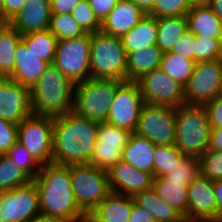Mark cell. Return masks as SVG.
I'll use <instances>...</instances> for the list:
<instances>
[{
    "label": "cell",
    "mask_w": 222,
    "mask_h": 222,
    "mask_svg": "<svg viewBox=\"0 0 222 222\" xmlns=\"http://www.w3.org/2000/svg\"><path fill=\"white\" fill-rule=\"evenodd\" d=\"M33 179L6 154L0 155V190L9 191Z\"/></svg>",
    "instance_id": "33"
},
{
    "label": "cell",
    "mask_w": 222,
    "mask_h": 222,
    "mask_svg": "<svg viewBox=\"0 0 222 222\" xmlns=\"http://www.w3.org/2000/svg\"><path fill=\"white\" fill-rule=\"evenodd\" d=\"M144 104L139 84L124 81L115 92L106 122L134 133Z\"/></svg>",
    "instance_id": "12"
},
{
    "label": "cell",
    "mask_w": 222,
    "mask_h": 222,
    "mask_svg": "<svg viewBox=\"0 0 222 222\" xmlns=\"http://www.w3.org/2000/svg\"><path fill=\"white\" fill-rule=\"evenodd\" d=\"M195 62L222 59L219 38L195 35Z\"/></svg>",
    "instance_id": "40"
},
{
    "label": "cell",
    "mask_w": 222,
    "mask_h": 222,
    "mask_svg": "<svg viewBox=\"0 0 222 222\" xmlns=\"http://www.w3.org/2000/svg\"><path fill=\"white\" fill-rule=\"evenodd\" d=\"M214 14L222 21V0H208L206 3Z\"/></svg>",
    "instance_id": "51"
},
{
    "label": "cell",
    "mask_w": 222,
    "mask_h": 222,
    "mask_svg": "<svg viewBox=\"0 0 222 222\" xmlns=\"http://www.w3.org/2000/svg\"><path fill=\"white\" fill-rule=\"evenodd\" d=\"M187 221L217 222V203L213 181L198 175L187 188Z\"/></svg>",
    "instance_id": "16"
},
{
    "label": "cell",
    "mask_w": 222,
    "mask_h": 222,
    "mask_svg": "<svg viewBox=\"0 0 222 222\" xmlns=\"http://www.w3.org/2000/svg\"><path fill=\"white\" fill-rule=\"evenodd\" d=\"M210 131L204 105L183 104L176 108L175 146L182 154L200 158L208 149Z\"/></svg>",
    "instance_id": "4"
},
{
    "label": "cell",
    "mask_w": 222,
    "mask_h": 222,
    "mask_svg": "<svg viewBox=\"0 0 222 222\" xmlns=\"http://www.w3.org/2000/svg\"><path fill=\"white\" fill-rule=\"evenodd\" d=\"M71 15L86 33H95L101 30V22L89 5L88 0L79 2L72 10Z\"/></svg>",
    "instance_id": "39"
},
{
    "label": "cell",
    "mask_w": 222,
    "mask_h": 222,
    "mask_svg": "<svg viewBox=\"0 0 222 222\" xmlns=\"http://www.w3.org/2000/svg\"><path fill=\"white\" fill-rule=\"evenodd\" d=\"M92 33L58 40L54 65L74 84L91 78L90 48Z\"/></svg>",
    "instance_id": "9"
},
{
    "label": "cell",
    "mask_w": 222,
    "mask_h": 222,
    "mask_svg": "<svg viewBox=\"0 0 222 222\" xmlns=\"http://www.w3.org/2000/svg\"><path fill=\"white\" fill-rule=\"evenodd\" d=\"M132 196L110 192L89 214L96 222H129Z\"/></svg>",
    "instance_id": "23"
},
{
    "label": "cell",
    "mask_w": 222,
    "mask_h": 222,
    "mask_svg": "<svg viewBox=\"0 0 222 222\" xmlns=\"http://www.w3.org/2000/svg\"><path fill=\"white\" fill-rule=\"evenodd\" d=\"M199 161V175L211 181L222 179V151L207 150Z\"/></svg>",
    "instance_id": "38"
},
{
    "label": "cell",
    "mask_w": 222,
    "mask_h": 222,
    "mask_svg": "<svg viewBox=\"0 0 222 222\" xmlns=\"http://www.w3.org/2000/svg\"><path fill=\"white\" fill-rule=\"evenodd\" d=\"M131 132L106 121L99 123L97 142L89 164L108 170L122 159V150L127 145Z\"/></svg>",
    "instance_id": "15"
},
{
    "label": "cell",
    "mask_w": 222,
    "mask_h": 222,
    "mask_svg": "<svg viewBox=\"0 0 222 222\" xmlns=\"http://www.w3.org/2000/svg\"><path fill=\"white\" fill-rule=\"evenodd\" d=\"M75 84L49 64L30 90L32 114L57 116L71 112L74 105Z\"/></svg>",
    "instance_id": "3"
},
{
    "label": "cell",
    "mask_w": 222,
    "mask_h": 222,
    "mask_svg": "<svg viewBox=\"0 0 222 222\" xmlns=\"http://www.w3.org/2000/svg\"><path fill=\"white\" fill-rule=\"evenodd\" d=\"M15 55V68L8 78L31 90L49 63L38 59L22 40L17 44Z\"/></svg>",
    "instance_id": "21"
},
{
    "label": "cell",
    "mask_w": 222,
    "mask_h": 222,
    "mask_svg": "<svg viewBox=\"0 0 222 222\" xmlns=\"http://www.w3.org/2000/svg\"><path fill=\"white\" fill-rule=\"evenodd\" d=\"M99 123L73 111L53 116V163H89L97 142Z\"/></svg>",
    "instance_id": "1"
},
{
    "label": "cell",
    "mask_w": 222,
    "mask_h": 222,
    "mask_svg": "<svg viewBox=\"0 0 222 222\" xmlns=\"http://www.w3.org/2000/svg\"><path fill=\"white\" fill-rule=\"evenodd\" d=\"M192 6L191 0H154L148 14L156 18L186 16Z\"/></svg>",
    "instance_id": "36"
},
{
    "label": "cell",
    "mask_w": 222,
    "mask_h": 222,
    "mask_svg": "<svg viewBox=\"0 0 222 222\" xmlns=\"http://www.w3.org/2000/svg\"><path fill=\"white\" fill-rule=\"evenodd\" d=\"M49 31L58 40L72 39L86 34L71 14H51Z\"/></svg>",
    "instance_id": "35"
},
{
    "label": "cell",
    "mask_w": 222,
    "mask_h": 222,
    "mask_svg": "<svg viewBox=\"0 0 222 222\" xmlns=\"http://www.w3.org/2000/svg\"><path fill=\"white\" fill-rule=\"evenodd\" d=\"M21 34L9 23L0 27V77L8 78L15 68V52Z\"/></svg>",
    "instance_id": "29"
},
{
    "label": "cell",
    "mask_w": 222,
    "mask_h": 222,
    "mask_svg": "<svg viewBox=\"0 0 222 222\" xmlns=\"http://www.w3.org/2000/svg\"><path fill=\"white\" fill-rule=\"evenodd\" d=\"M146 13L132 0H119L101 23V32L121 37L129 32Z\"/></svg>",
    "instance_id": "20"
},
{
    "label": "cell",
    "mask_w": 222,
    "mask_h": 222,
    "mask_svg": "<svg viewBox=\"0 0 222 222\" xmlns=\"http://www.w3.org/2000/svg\"><path fill=\"white\" fill-rule=\"evenodd\" d=\"M83 0H50L52 14H71L75 6Z\"/></svg>",
    "instance_id": "47"
},
{
    "label": "cell",
    "mask_w": 222,
    "mask_h": 222,
    "mask_svg": "<svg viewBox=\"0 0 222 222\" xmlns=\"http://www.w3.org/2000/svg\"><path fill=\"white\" fill-rule=\"evenodd\" d=\"M207 150L222 151V128H212Z\"/></svg>",
    "instance_id": "49"
},
{
    "label": "cell",
    "mask_w": 222,
    "mask_h": 222,
    "mask_svg": "<svg viewBox=\"0 0 222 222\" xmlns=\"http://www.w3.org/2000/svg\"><path fill=\"white\" fill-rule=\"evenodd\" d=\"M129 222H156V221L149 212L136 205L132 197V211Z\"/></svg>",
    "instance_id": "48"
},
{
    "label": "cell",
    "mask_w": 222,
    "mask_h": 222,
    "mask_svg": "<svg viewBox=\"0 0 222 222\" xmlns=\"http://www.w3.org/2000/svg\"><path fill=\"white\" fill-rule=\"evenodd\" d=\"M193 4L207 3L208 0H191Z\"/></svg>",
    "instance_id": "56"
},
{
    "label": "cell",
    "mask_w": 222,
    "mask_h": 222,
    "mask_svg": "<svg viewBox=\"0 0 222 222\" xmlns=\"http://www.w3.org/2000/svg\"><path fill=\"white\" fill-rule=\"evenodd\" d=\"M17 141L41 166L53 163V116L26 117L17 124Z\"/></svg>",
    "instance_id": "8"
},
{
    "label": "cell",
    "mask_w": 222,
    "mask_h": 222,
    "mask_svg": "<svg viewBox=\"0 0 222 222\" xmlns=\"http://www.w3.org/2000/svg\"><path fill=\"white\" fill-rule=\"evenodd\" d=\"M82 222H96L89 214L85 216Z\"/></svg>",
    "instance_id": "54"
},
{
    "label": "cell",
    "mask_w": 222,
    "mask_h": 222,
    "mask_svg": "<svg viewBox=\"0 0 222 222\" xmlns=\"http://www.w3.org/2000/svg\"><path fill=\"white\" fill-rule=\"evenodd\" d=\"M184 222H215V221H187L185 220Z\"/></svg>",
    "instance_id": "59"
},
{
    "label": "cell",
    "mask_w": 222,
    "mask_h": 222,
    "mask_svg": "<svg viewBox=\"0 0 222 222\" xmlns=\"http://www.w3.org/2000/svg\"><path fill=\"white\" fill-rule=\"evenodd\" d=\"M163 52L157 45L143 50H132L127 54V81L136 82L144 74L159 68Z\"/></svg>",
    "instance_id": "27"
},
{
    "label": "cell",
    "mask_w": 222,
    "mask_h": 222,
    "mask_svg": "<svg viewBox=\"0 0 222 222\" xmlns=\"http://www.w3.org/2000/svg\"><path fill=\"white\" fill-rule=\"evenodd\" d=\"M27 0H3V22H10Z\"/></svg>",
    "instance_id": "46"
},
{
    "label": "cell",
    "mask_w": 222,
    "mask_h": 222,
    "mask_svg": "<svg viewBox=\"0 0 222 222\" xmlns=\"http://www.w3.org/2000/svg\"><path fill=\"white\" fill-rule=\"evenodd\" d=\"M134 133L154 145H175L176 108L145 103Z\"/></svg>",
    "instance_id": "10"
},
{
    "label": "cell",
    "mask_w": 222,
    "mask_h": 222,
    "mask_svg": "<svg viewBox=\"0 0 222 222\" xmlns=\"http://www.w3.org/2000/svg\"><path fill=\"white\" fill-rule=\"evenodd\" d=\"M187 28L194 35L210 38H219L222 31V21L214 14L206 4H193L186 14Z\"/></svg>",
    "instance_id": "24"
},
{
    "label": "cell",
    "mask_w": 222,
    "mask_h": 222,
    "mask_svg": "<svg viewBox=\"0 0 222 222\" xmlns=\"http://www.w3.org/2000/svg\"><path fill=\"white\" fill-rule=\"evenodd\" d=\"M187 29L186 16H173L157 18L156 45L163 52H171L175 42Z\"/></svg>",
    "instance_id": "30"
},
{
    "label": "cell",
    "mask_w": 222,
    "mask_h": 222,
    "mask_svg": "<svg viewBox=\"0 0 222 222\" xmlns=\"http://www.w3.org/2000/svg\"><path fill=\"white\" fill-rule=\"evenodd\" d=\"M204 106L208 112L211 129L222 128V93Z\"/></svg>",
    "instance_id": "44"
},
{
    "label": "cell",
    "mask_w": 222,
    "mask_h": 222,
    "mask_svg": "<svg viewBox=\"0 0 222 222\" xmlns=\"http://www.w3.org/2000/svg\"><path fill=\"white\" fill-rule=\"evenodd\" d=\"M3 190H0V206H1V200H2V196H3Z\"/></svg>",
    "instance_id": "58"
},
{
    "label": "cell",
    "mask_w": 222,
    "mask_h": 222,
    "mask_svg": "<svg viewBox=\"0 0 222 222\" xmlns=\"http://www.w3.org/2000/svg\"><path fill=\"white\" fill-rule=\"evenodd\" d=\"M136 5H138L146 14H148L153 7L154 0H132Z\"/></svg>",
    "instance_id": "53"
},
{
    "label": "cell",
    "mask_w": 222,
    "mask_h": 222,
    "mask_svg": "<svg viewBox=\"0 0 222 222\" xmlns=\"http://www.w3.org/2000/svg\"><path fill=\"white\" fill-rule=\"evenodd\" d=\"M6 155L13 160L24 170L32 179H35L41 170V165L32 157L26 148L18 141L6 153Z\"/></svg>",
    "instance_id": "37"
},
{
    "label": "cell",
    "mask_w": 222,
    "mask_h": 222,
    "mask_svg": "<svg viewBox=\"0 0 222 222\" xmlns=\"http://www.w3.org/2000/svg\"><path fill=\"white\" fill-rule=\"evenodd\" d=\"M5 22H3L2 20H0V27L4 24Z\"/></svg>",
    "instance_id": "60"
},
{
    "label": "cell",
    "mask_w": 222,
    "mask_h": 222,
    "mask_svg": "<svg viewBox=\"0 0 222 222\" xmlns=\"http://www.w3.org/2000/svg\"><path fill=\"white\" fill-rule=\"evenodd\" d=\"M213 188L217 203V222H222V179L213 181Z\"/></svg>",
    "instance_id": "50"
},
{
    "label": "cell",
    "mask_w": 222,
    "mask_h": 222,
    "mask_svg": "<svg viewBox=\"0 0 222 222\" xmlns=\"http://www.w3.org/2000/svg\"><path fill=\"white\" fill-rule=\"evenodd\" d=\"M90 71L91 78L127 81V54L120 37L92 33Z\"/></svg>",
    "instance_id": "6"
},
{
    "label": "cell",
    "mask_w": 222,
    "mask_h": 222,
    "mask_svg": "<svg viewBox=\"0 0 222 222\" xmlns=\"http://www.w3.org/2000/svg\"><path fill=\"white\" fill-rule=\"evenodd\" d=\"M39 213V194L33 181L3 192L0 222H28Z\"/></svg>",
    "instance_id": "14"
},
{
    "label": "cell",
    "mask_w": 222,
    "mask_h": 222,
    "mask_svg": "<svg viewBox=\"0 0 222 222\" xmlns=\"http://www.w3.org/2000/svg\"><path fill=\"white\" fill-rule=\"evenodd\" d=\"M134 203L149 212L156 222H184V217L157 196L153 188L133 196Z\"/></svg>",
    "instance_id": "28"
},
{
    "label": "cell",
    "mask_w": 222,
    "mask_h": 222,
    "mask_svg": "<svg viewBox=\"0 0 222 222\" xmlns=\"http://www.w3.org/2000/svg\"><path fill=\"white\" fill-rule=\"evenodd\" d=\"M219 42H220L221 56H222V31L220 33Z\"/></svg>",
    "instance_id": "57"
},
{
    "label": "cell",
    "mask_w": 222,
    "mask_h": 222,
    "mask_svg": "<svg viewBox=\"0 0 222 222\" xmlns=\"http://www.w3.org/2000/svg\"><path fill=\"white\" fill-rule=\"evenodd\" d=\"M123 82L116 79L89 78L75 84L72 111L97 123L106 121L115 92Z\"/></svg>",
    "instance_id": "5"
},
{
    "label": "cell",
    "mask_w": 222,
    "mask_h": 222,
    "mask_svg": "<svg viewBox=\"0 0 222 222\" xmlns=\"http://www.w3.org/2000/svg\"><path fill=\"white\" fill-rule=\"evenodd\" d=\"M51 14L50 0H27L9 23L24 35L49 29Z\"/></svg>",
    "instance_id": "19"
},
{
    "label": "cell",
    "mask_w": 222,
    "mask_h": 222,
    "mask_svg": "<svg viewBox=\"0 0 222 222\" xmlns=\"http://www.w3.org/2000/svg\"><path fill=\"white\" fill-rule=\"evenodd\" d=\"M110 191L120 195L134 196L149 190L153 185V175L132 165L119 161L107 170Z\"/></svg>",
    "instance_id": "18"
},
{
    "label": "cell",
    "mask_w": 222,
    "mask_h": 222,
    "mask_svg": "<svg viewBox=\"0 0 222 222\" xmlns=\"http://www.w3.org/2000/svg\"><path fill=\"white\" fill-rule=\"evenodd\" d=\"M195 35L187 28L175 42L171 52L195 61Z\"/></svg>",
    "instance_id": "43"
},
{
    "label": "cell",
    "mask_w": 222,
    "mask_h": 222,
    "mask_svg": "<svg viewBox=\"0 0 222 222\" xmlns=\"http://www.w3.org/2000/svg\"><path fill=\"white\" fill-rule=\"evenodd\" d=\"M17 142V124L0 118V155L6 154Z\"/></svg>",
    "instance_id": "42"
},
{
    "label": "cell",
    "mask_w": 222,
    "mask_h": 222,
    "mask_svg": "<svg viewBox=\"0 0 222 222\" xmlns=\"http://www.w3.org/2000/svg\"><path fill=\"white\" fill-rule=\"evenodd\" d=\"M21 40L28 50L38 56V59L49 64L54 63L58 39L49 29L21 35Z\"/></svg>",
    "instance_id": "31"
},
{
    "label": "cell",
    "mask_w": 222,
    "mask_h": 222,
    "mask_svg": "<svg viewBox=\"0 0 222 222\" xmlns=\"http://www.w3.org/2000/svg\"><path fill=\"white\" fill-rule=\"evenodd\" d=\"M118 1L119 0H88L89 5L101 23L113 10Z\"/></svg>",
    "instance_id": "45"
},
{
    "label": "cell",
    "mask_w": 222,
    "mask_h": 222,
    "mask_svg": "<svg viewBox=\"0 0 222 222\" xmlns=\"http://www.w3.org/2000/svg\"><path fill=\"white\" fill-rule=\"evenodd\" d=\"M155 145L147 138L131 133L122 150V161L141 171L154 173Z\"/></svg>",
    "instance_id": "22"
},
{
    "label": "cell",
    "mask_w": 222,
    "mask_h": 222,
    "mask_svg": "<svg viewBox=\"0 0 222 222\" xmlns=\"http://www.w3.org/2000/svg\"><path fill=\"white\" fill-rule=\"evenodd\" d=\"M191 182L171 181L163 176L153 179L152 188L169 206L177 210L187 220V188Z\"/></svg>",
    "instance_id": "26"
},
{
    "label": "cell",
    "mask_w": 222,
    "mask_h": 222,
    "mask_svg": "<svg viewBox=\"0 0 222 222\" xmlns=\"http://www.w3.org/2000/svg\"><path fill=\"white\" fill-rule=\"evenodd\" d=\"M199 175L198 158L185 156L179 166L166 173L163 177L171 181L191 182Z\"/></svg>",
    "instance_id": "41"
},
{
    "label": "cell",
    "mask_w": 222,
    "mask_h": 222,
    "mask_svg": "<svg viewBox=\"0 0 222 222\" xmlns=\"http://www.w3.org/2000/svg\"><path fill=\"white\" fill-rule=\"evenodd\" d=\"M32 181L38 190L42 214L57 217L64 222L84 220L86 214L78 207L72 189L70 165H43Z\"/></svg>",
    "instance_id": "2"
},
{
    "label": "cell",
    "mask_w": 222,
    "mask_h": 222,
    "mask_svg": "<svg viewBox=\"0 0 222 222\" xmlns=\"http://www.w3.org/2000/svg\"><path fill=\"white\" fill-rule=\"evenodd\" d=\"M222 93V59L195 62L185 85V104L205 105Z\"/></svg>",
    "instance_id": "11"
},
{
    "label": "cell",
    "mask_w": 222,
    "mask_h": 222,
    "mask_svg": "<svg viewBox=\"0 0 222 222\" xmlns=\"http://www.w3.org/2000/svg\"><path fill=\"white\" fill-rule=\"evenodd\" d=\"M0 20L3 21V0H0Z\"/></svg>",
    "instance_id": "55"
},
{
    "label": "cell",
    "mask_w": 222,
    "mask_h": 222,
    "mask_svg": "<svg viewBox=\"0 0 222 222\" xmlns=\"http://www.w3.org/2000/svg\"><path fill=\"white\" fill-rule=\"evenodd\" d=\"M28 222H64V221L57 217H52L50 215L39 213Z\"/></svg>",
    "instance_id": "52"
},
{
    "label": "cell",
    "mask_w": 222,
    "mask_h": 222,
    "mask_svg": "<svg viewBox=\"0 0 222 222\" xmlns=\"http://www.w3.org/2000/svg\"><path fill=\"white\" fill-rule=\"evenodd\" d=\"M185 157L175 145H155L154 152V173L153 177L164 176L176 166L178 167Z\"/></svg>",
    "instance_id": "34"
},
{
    "label": "cell",
    "mask_w": 222,
    "mask_h": 222,
    "mask_svg": "<svg viewBox=\"0 0 222 222\" xmlns=\"http://www.w3.org/2000/svg\"><path fill=\"white\" fill-rule=\"evenodd\" d=\"M144 102L177 108L185 104V86L160 68L153 69L136 81Z\"/></svg>",
    "instance_id": "13"
},
{
    "label": "cell",
    "mask_w": 222,
    "mask_h": 222,
    "mask_svg": "<svg viewBox=\"0 0 222 222\" xmlns=\"http://www.w3.org/2000/svg\"><path fill=\"white\" fill-rule=\"evenodd\" d=\"M70 177L78 207L86 215L111 192L107 171L89 163L70 165Z\"/></svg>",
    "instance_id": "7"
},
{
    "label": "cell",
    "mask_w": 222,
    "mask_h": 222,
    "mask_svg": "<svg viewBox=\"0 0 222 222\" xmlns=\"http://www.w3.org/2000/svg\"><path fill=\"white\" fill-rule=\"evenodd\" d=\"M31 114L30 90L0 77V118L19 124Z\"/></svg>",
    "instance_id": "17"
},
{
    "label": "cell",
    "mask_w": 222,
    "mask_h": 222,
    "mask_svg": "<svg viewBox=\"0 0 222 222\" xmlns=\"http://www.w3.org/2000/svg\"><path fill=\"white\" fill-rule=\"evenodd\" d=\"M195 61L174 52L163 53L160 69L173 80L186 85L192 75Z\"/></svg>",
    "instance_id": "32"
},
{
    "label": "cell",
    "mask_w": 222,
    "mask_h": 222,
    "mask_svg": "<svg viewBox=\"0 0 222 222\" xmlns=\"http://www.w3.org/2000/svg\"><path fill=\"white\" fill-rule=\"evenodd\" d=\"M157 18L146 14L129 32L120 37L128 54L132 50H143L157 41Z\"/></svg>",
    "instance_id": "25"
}]
</instances>
